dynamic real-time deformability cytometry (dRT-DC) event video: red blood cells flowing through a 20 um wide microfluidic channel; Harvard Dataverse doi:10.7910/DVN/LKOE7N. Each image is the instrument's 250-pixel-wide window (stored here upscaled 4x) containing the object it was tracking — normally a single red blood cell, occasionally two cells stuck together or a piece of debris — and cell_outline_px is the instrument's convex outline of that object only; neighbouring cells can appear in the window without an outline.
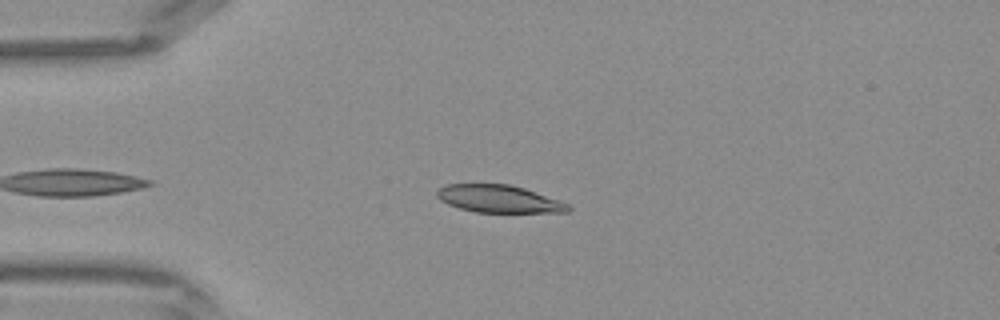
{"species": "Egyptian fruit bat (a non-hibernating species)", "species_latin": "Rousettus aegyptiacus", "temperature_condition": "warm", "stored_images_in_passage": 33, "camera_frame_rate_fps": 3000, "um_per_image_px": 0.085, "frame": {"image": 1, "passage_image": 4, "time_ms": 1.0, "image_size_px": [1000, 320], "cell_outline_px": [[572, 208], [568, 212], [476, 212], [460, 208], [448, 204], [440, 200], [436, 196], [436, 192], [440, 188], [448, 184], [508, 184], [524, 188], [568, 204]], "centroid_in_image_um": [42.38, 16.9], "position_along_channel_um": 42.6, "area_um2": 20.75}}
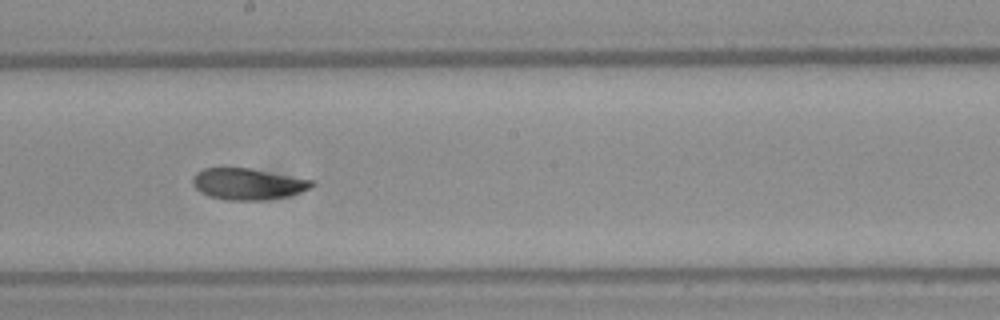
{"frame": {"image": 2, "passage_image": 17, "time_ms": 5.333, "image_size_px": [1000, 320], "cell_outline_px": [[316, 184], [312, 188], [288, 196], [264, 200], [228, 200], [208, 196], [200, 192], [196, 188], [192, 180], [192, 176], [196, 172], [204, 168], [248, 168], [316, 180]], "centroid_in_image_um": [21.1, 15.64], "position_along_channel_um": 227.1, "area_um2": 21.91}}
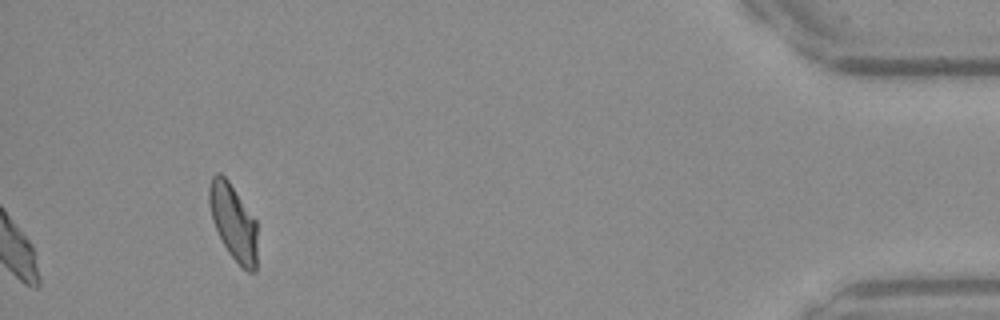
{"frame": {"image": 3, "passage_image": 33, "time_ms": 10.667, "image_size_px": [1000, 320], "cell_outline_px": [[256, 272], [248, 272], [228, 252], [212, 220], [208, 204], [208, 188], [212, 176], [216, 172], [220, 172], [228, 180], [256, 220]], "centroid_in_image_um": [19.81, 18.84], "position_along_channel_um": 415.4, "area_um2": 21.1}}